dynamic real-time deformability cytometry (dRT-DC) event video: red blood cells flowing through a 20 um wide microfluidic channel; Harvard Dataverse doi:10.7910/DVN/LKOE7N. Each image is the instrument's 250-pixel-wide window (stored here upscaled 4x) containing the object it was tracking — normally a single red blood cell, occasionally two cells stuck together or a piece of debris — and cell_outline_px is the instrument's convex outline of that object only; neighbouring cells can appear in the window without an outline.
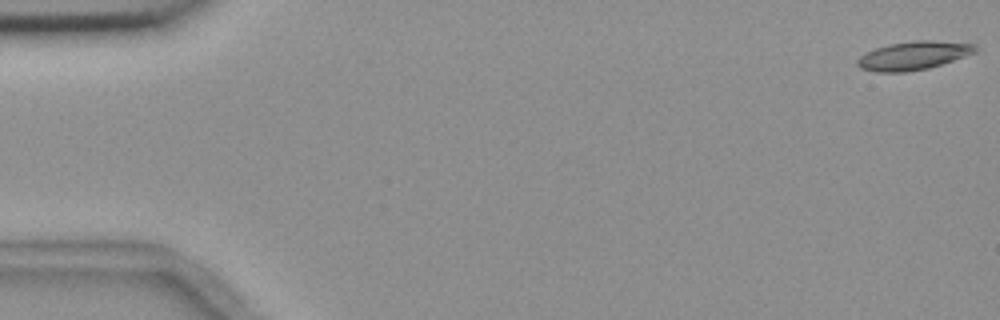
{"species": "common noctule bat (a hibernating species)", "species_latin": "Nyctalus noctula", "temperature_condition": "room temperature", "stored_images_in_passage": 7, "segment_of_instrument_passage": [1, 2], "camera_frame_rate_fps": 3000, "um_per_image_px": 0.085, "animal": {"sex": "female", "body_mass_g": 18.4}, "frame": {"image": 1, "passage_image": 1, "time_ms": 0.0, "image_size_px": [1000, 320], "cell_outline_px": [[980, 48], [976, 52], [928, 68], [904, 72], [876, 72], [860, 68], [856, 64], [856, 60], [860, 56], [876, 48], [888, 44], [916, 40], [932, 40], [976, 44]], "centroid_in_image_um": [77.64, 4.71], "position_along_channel_um": 7.4, "area_um2": 19.48}}
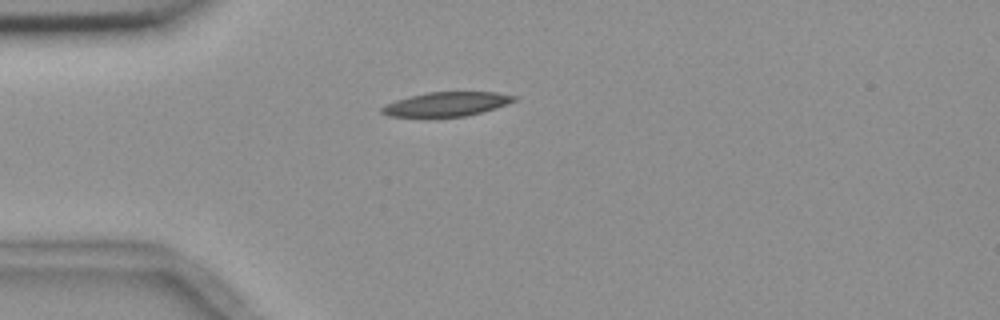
{"frame": {"image": 2, "passage_image": 5, "time_ms": 4.667, "image_size_px": [1000, 320], "cell_outline_px": [[520, 100], [496, 108], [464, 116], [436, 120], [420, 120], [388, 116], [380, 112], [380, 108], [384, 104], [396, 100], [428, 92], [496, 92], [516, 96]], "centroid_in_image_um": [37.87, 8.91], "position_along_channel_um": 47.1, "area_um2": 19.83}}